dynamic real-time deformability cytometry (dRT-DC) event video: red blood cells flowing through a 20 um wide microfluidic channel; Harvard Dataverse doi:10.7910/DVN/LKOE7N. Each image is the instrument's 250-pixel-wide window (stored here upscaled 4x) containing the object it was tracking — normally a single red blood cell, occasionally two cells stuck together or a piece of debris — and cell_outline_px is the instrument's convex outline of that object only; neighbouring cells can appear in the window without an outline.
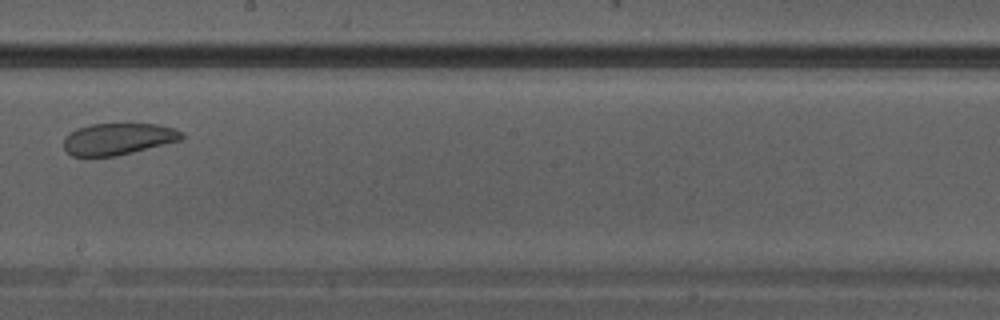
{"species": "Egyptian fruit bat (a non-hibernating species)", "species_latin": "Rousettus aegyptiacus", "temperature_condition": "warm", "stored_images_in_passage": 10, "camera_frame_rate_fps": 3000, "um_per_image_px": 0.085, "animal": {"sex": "male"}, "frame": {"image": 1, "passage_image": 9, "time_ms": 2.667, "image_size_px": [1000, 320], "cell_outline_px": [[184, 136], [180, 140], [116, 156], [72, 156], [64, 148], [64, 136], [76, 128], [92, 124], [160, 124], [176, 128], [184, 132]], "centroid_in_image_um": [10.04, 11.8], "position_along_channel_um": 238.2, "area_um2": 21.79}}